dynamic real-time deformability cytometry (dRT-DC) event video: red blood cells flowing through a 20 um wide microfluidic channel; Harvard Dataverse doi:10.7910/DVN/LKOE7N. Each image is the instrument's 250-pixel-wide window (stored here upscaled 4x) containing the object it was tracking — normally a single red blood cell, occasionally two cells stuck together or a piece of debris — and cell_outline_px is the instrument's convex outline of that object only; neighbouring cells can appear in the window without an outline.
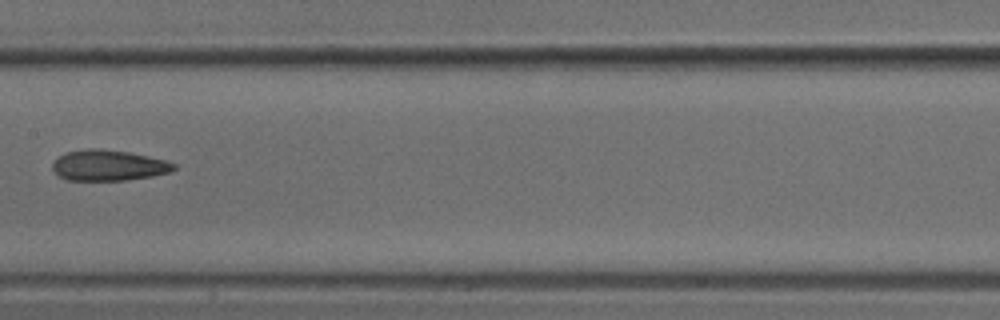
{"species": "common noctule bat (a hibernating species)", "species_latin": "Nyctalus noctula", "temperature_condition": "cold", "stored_images_in_passage": 8, "camera_frame_rate_fps": 3000, "um_per_image_px": 0.085, "animal": {"sex": "male", "body_mass_g": 18.8}, "frame": {"image": 1, "passage_image": 7, "time_ms": 2.0, "image_size_px": [1000, 320], "cell_outline_px": [[176, 168], [172, 172], [152, 176], [124, 180], [68, 180], [60, 176], [52, 168], [52, 164], [60, 156], [68, 152], [88, 148], [96, 148], [128, 152], [148, 156], [164, 160], [176, 164]], "centroid_in_image_um": [9.26, 14.06], "position_along_channel_um": 198.1, "area_um2": 21.5}}
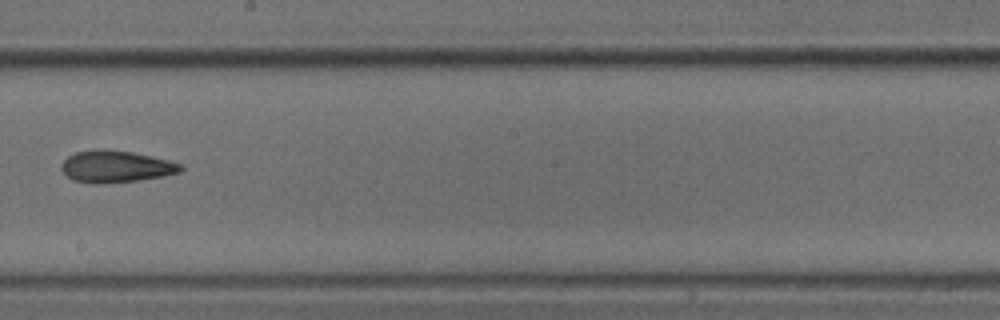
{"frame": {"image": 2, "passage_image": 8, "time_ms": 2.333, "image_size_px": [1000, 320], "cell_outline_px": [[184, 168], [180, 172], [164, 176], [136, 180], [96, 184], [72, 180], [60, 168], [60, 164], [68, 156], [76, 152], [100, 148], [132, 152], [168, 160], [180, 164]], "centroid_in_image_um": [9.82, 14.15], "position_along_channel_um": 238.4, "area_um2": 22.02}}